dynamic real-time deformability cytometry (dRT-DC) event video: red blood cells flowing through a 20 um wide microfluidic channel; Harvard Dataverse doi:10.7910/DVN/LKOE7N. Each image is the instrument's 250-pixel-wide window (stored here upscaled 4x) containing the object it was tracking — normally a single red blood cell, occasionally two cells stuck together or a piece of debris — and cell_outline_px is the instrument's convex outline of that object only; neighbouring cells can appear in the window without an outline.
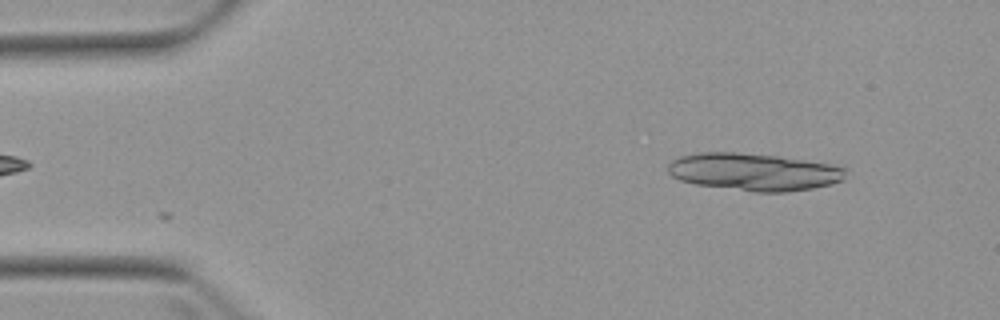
{"species": "Egyptian fruit bat (a non-hibernating species)", "species_latin": "Rousettus aegyptiacus", "temperature_condition": "warm", "stored_images_in_passage": 5, "segment_of_instrument_passage": [2, 2], "camera_frame_rate_fps": 3000, "um_per_image_px": 0.085, "animal": {"sex": "female"}, "frame": {"image": 1, "passage_image": 5, "time_ms": 5.667, "image_size_px": [1000, 320], "cell_outline_px": [[844, 180], [832, 184], [812, 188], [788, 192], [756, 192], [696, 184], [680, 180], [672, 176], [668, 172], [668, 164], [672, 160], [680, 156], [700, 152], [736, 152], [776, 156], [804, 160], [828, 164], [844, 168]], "centroid_in_image_um": [64.04, 14.61], "position_along_channel_um": 21.0, "area_um2": 38.49}}